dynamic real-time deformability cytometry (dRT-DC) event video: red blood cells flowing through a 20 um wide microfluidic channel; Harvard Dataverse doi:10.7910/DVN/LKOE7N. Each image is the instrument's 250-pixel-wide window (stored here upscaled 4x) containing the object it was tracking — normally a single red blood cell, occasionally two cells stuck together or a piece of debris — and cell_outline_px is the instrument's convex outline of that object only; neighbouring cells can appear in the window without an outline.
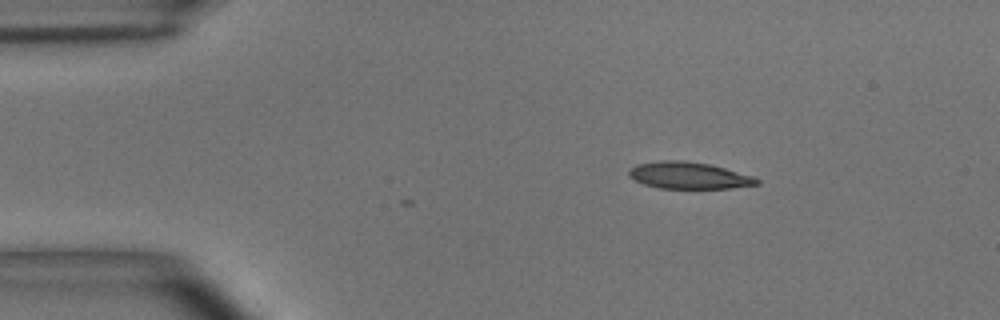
{"species": "common noctule bat (a hibernating species)", "species_latin": "Nyctalus noctula", "temperature_condition": "room temperature", "stored_images_in_passage": 2, "camera_frame_rate_fps": 3000, "um_per_image_px": 0.085, "animal": {"sex": "male", "body_mass_g": 15.6}, "frame": {"image": 1, "passage_image": 2, "time_ms": 0.333, "image_size_px": [1000, 320], "cell_outline_px": [[760, 184], [732, 188], [660, 188], [644, 184], [628, 176], [628, 168], [636, 164], [656, 160], [684, 160], [712, 164], [752, 176], [760, 180]], "centroid_in_image_um": [58.52, 14.9], "position_along_channel_um": 26.5, "area_um2": 20.17}}